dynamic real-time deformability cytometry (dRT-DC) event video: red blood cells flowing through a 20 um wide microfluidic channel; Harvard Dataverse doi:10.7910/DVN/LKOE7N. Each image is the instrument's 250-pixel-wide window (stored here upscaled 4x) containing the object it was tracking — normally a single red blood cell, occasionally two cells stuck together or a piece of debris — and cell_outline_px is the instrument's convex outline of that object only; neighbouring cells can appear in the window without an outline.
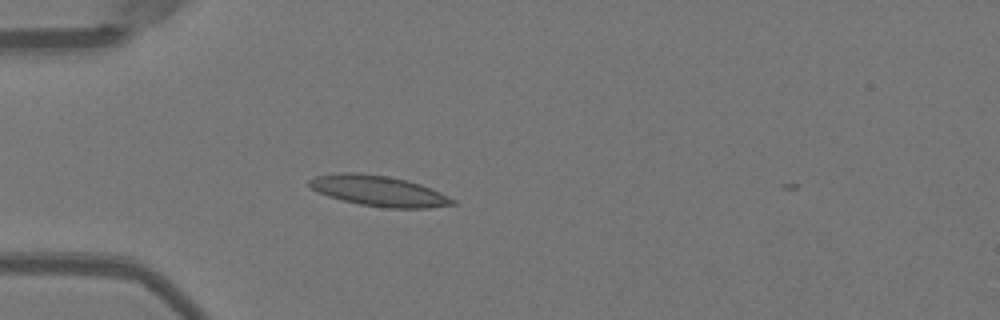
{"species": "Egyptian fruit bat (a non-hibernating species)", "species_latin": "Rousettus aegyptiacus", "temperature_condition": "warm", "stored_images_in_passage": 2, "camera_frame_rate_fps": 3000, "um_per_image_px": 0.085, "animal": {"sex": "female"}, "frame": {"image": 1, "passage_image": 1, "time_ms": 0.0, "image_size_px": [1000, 320], "cell_outline_px": [[456, 204], [428, 208], [388, 208], [360, 204], [328, 196], [316, 192], [308, 184], [308, 180], [316, 176], [340, 172], [356, 172], [388, 176], [408, 180], [432, 188], [456, 200]], "centroid_in_image_um": [32.2, 16.22], "position_along_channel_um": 52.8, "area_um2": 25.55}}